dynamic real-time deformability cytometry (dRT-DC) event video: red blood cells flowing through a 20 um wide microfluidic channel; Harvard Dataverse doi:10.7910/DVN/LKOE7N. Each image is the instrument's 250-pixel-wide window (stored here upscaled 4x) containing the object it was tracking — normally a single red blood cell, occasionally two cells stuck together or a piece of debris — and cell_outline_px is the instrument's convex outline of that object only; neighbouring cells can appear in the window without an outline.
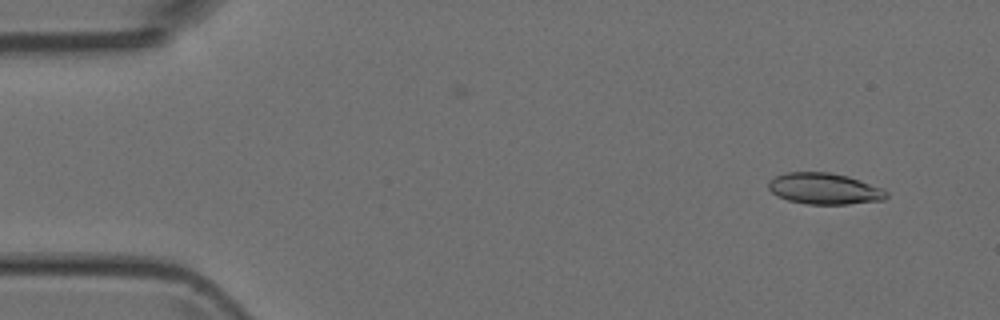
{"species": "Egyptian fruit bat (a non-hibernating species)", "species_latin": "Rousettus aegyptiacus", "temperature_condition": "room temperature", "stored_images_in_passage": 3, "camera_frame_rate_fps": 3000, "um_per_image_px": 0.085, "animal": {"sex": "female"}, "frame": {"image": 1, "passage_image": 1, "time_ms": 0.0, "image_size_px": [1000, 320], "cell_outline_px": [[888, 196], [884, 200], [848, 204], [808, 204], [788, 200], [776, 196], [768, 188], [768, 180], [776, 176], [788, 172], [828, 172], [848, 176], [884, 188], [888, 192]], "centroid_in_image_um": [70.09, 16.04], "position_along_channel_um": 14.9, "area_um2": 21.62}}
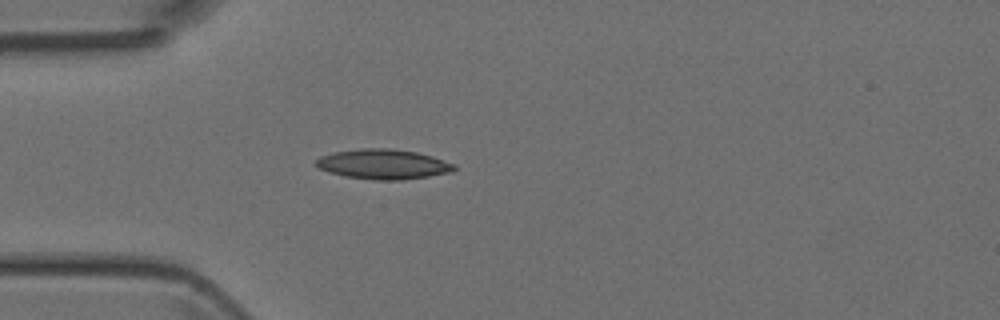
{"frame": {"image": 2, "passage_image": 3, "time_ms": 3.333, "image_size_px": [1000, 320], "cell_outline_px": [[456, 168], [452, 172], [428, 176], [400, 180], [376, 180], [344, 176], [328, 172], [320, 168], [316, 164], [316, 160], [320, 156], [336, 152], [360, 148], [388, 148], [416, 152], [432, 156], [456, 164]], "centroid_in_image_um": [32.59, 13.96], "position_along_channel_um": 52.4, "area_um2": 23.99}}